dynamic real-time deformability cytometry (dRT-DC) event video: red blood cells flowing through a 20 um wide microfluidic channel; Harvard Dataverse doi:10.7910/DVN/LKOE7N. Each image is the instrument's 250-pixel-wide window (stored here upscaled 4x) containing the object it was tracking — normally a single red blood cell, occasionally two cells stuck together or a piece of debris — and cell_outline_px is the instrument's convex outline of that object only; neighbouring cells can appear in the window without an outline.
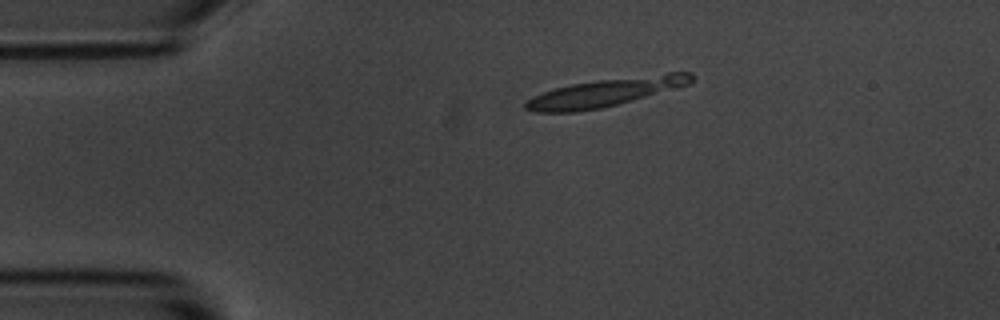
{"species": "common noctule bat (a hibernating species)", "species_latin": "Nyctalus noctula", "temperature_condition": "room temperature", "stored_images_in_passage": 4, "camera_frame_rate_fps": 3000, "um_per_image_px": 0.085, "animal": {"sex": "male", "body_mass_g": 20.1, "forearm_length_mm": 53.5}, "frame": {"image": 1, "passage_image": 1, "time_ms": 0.0, "image_size_px": [1000, 320], "cell_outline_px": [[696, 76], [688, 84], [676, 88], [632, 100], [600, 108], [576, 112], [532, 112], [524, 108], [524, 104], [532, 96], [556, 88], [572, 84], [596, 80], [668, 72], [692, 72]], "centroid_in_image_um": [51.47, 7.84], "position_along_channel_um": 33.5, "area_um2": 26.99}}